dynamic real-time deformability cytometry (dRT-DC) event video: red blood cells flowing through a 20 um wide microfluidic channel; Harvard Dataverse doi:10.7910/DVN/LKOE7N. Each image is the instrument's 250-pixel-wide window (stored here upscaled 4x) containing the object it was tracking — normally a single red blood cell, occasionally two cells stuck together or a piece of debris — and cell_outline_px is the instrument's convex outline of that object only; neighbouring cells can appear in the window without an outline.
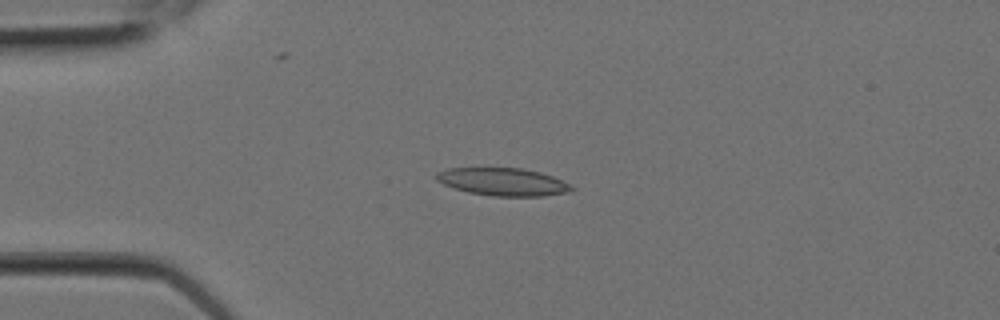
{"species": "Egyptian fruit bat (a non-hibernating species)", "species_latin": "Rousettus aegyptiacus", "temperature_condition": "room temperature", "stored_images_in_passage": 5, "camera_frame_rate_fps": 3000, "um_per_image_px": 0.085, "animal": {"sex": "female"}, "frame": {"image": 1, "passage_image": 4, "time_ms": 1.0, "image_size_px": [1000, 320], "cell_outline_px": [[576, 188], [572, 192], [544, 196], [492, 196], [468, 192], [444, 184], [436, 180], [436, 172], [448, 168], [520, 168], [540, 172], [552, 176]], "centroid_in_image_um": [42.77, 15.46], "position_along_channel_um": 42.2, "area_um2": 21.79}}